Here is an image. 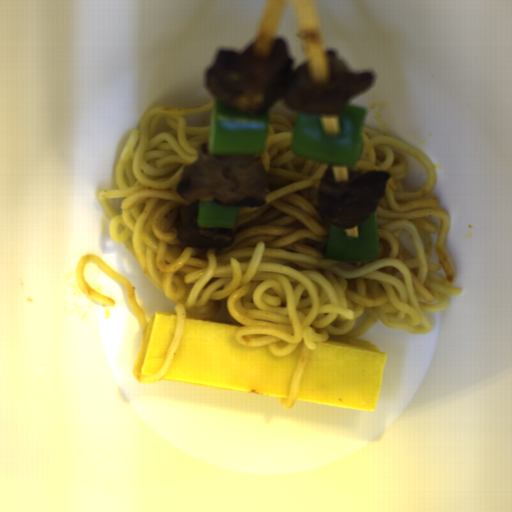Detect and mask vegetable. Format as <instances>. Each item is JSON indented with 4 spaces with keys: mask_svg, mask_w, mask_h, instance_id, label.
I'll return each mask as SVG.
<instances>
[{
    "mask_svg": "<svg viewBox=\"0 0 512 512\" xmlns=\"http://www.w3.org/2000/svg\"><path fill=\"white\" fill-rule=\"evenodd\" d=\"M367 114L368 110L349 104L336 116L297 111L290 141L292 153L317 163L357 164L363 155Z\"/></svg>",
    "mask_w": 512,
    "mask_h": 512,
    "instance_id": "obj_1",
    "label": "vegetable"
},
{
    "mask_svg": "<svg viewBox=\"0 0 512 512\" xmlns=\"http://www.w3.org/2000/svg\"><path fill=\"white\" fill-rule=\"evenodd\" d=\"M273 105L262 113H245L218 100L210 111L208 145L212 155L264 154Z\"/></svg>",
    "mask_w": 512,
    "mask_h": 512,
    "instance_id": "obj_2",
    "label": "vegetable"
},
{
    "mask_svg": "<svg viewBox=\"0 0 512 512\" xmlns=\"http://www.w3.org/2000/svg\"><path fill=\"white\" fill-rule=\"evenodd\" d=\"M380 236L377 213L352 228L330 224L326 258L339 263L376 260Z\"/></svg>",
    "mask_w": 512,
    "mask_h": 512,
    "instance_id": "obj_3",
    "label": "vegetable"
},
{
    "mask_svg": "<svg viewBox=\"0 0 512 512\" xmlns=\"http://www.w3.org/2000/svg\"><path fill=\"white\" fill-rule=\"evenodd\" d=\"M240 205H224L198 199V226L232 228L237 219Z\"/></svg>",
    "mask_w": 512,
    "mask_h": 512,
    "instance_id": "obj_4",
    "label": "vegetable"
}]
</instances>
